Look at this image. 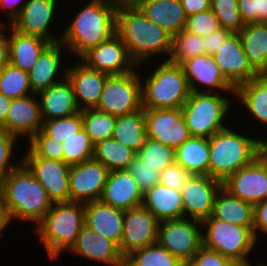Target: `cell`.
Instances as JSON below:
<instances>
[{
	"mask_svg": "<svg viewBox=\"0 0 267 266\" xmlns=\"http://www.w3.org/2000/svg\"><path fill=\"white\" fill-rule=\"evenodd\" d=\"M137 72L109 75L95 108L116 117L141 110L142 83L141 75Z\"/></svg>",
	"mask_w": 267,
	"mask_h": 266,
	"instance_id": "9",
	"label": "cell"
},
{
	"mask_svg": "<svg viewBox=\"0 0 267 266\" xmlns=\"http://www.w3.org/2000/svg\"><path fill=\"white\" fill-rule=\"evenodd\" d=\"M232 31L220 28L204 37V54L213 55L231 35Z\"/></svg>",
	"mask_w": 267,
	"mask_h": 266,
	"instance_id": "52",
	"label": "cell"
},
{
	"mask_svg": "<svg viewBox=\"0 0 267 266\" xmlns=\"http://www.w3.org/2000/svg\"><path fill=\"white\" fill-rule=\"evenodd\" d=\"M181 65L192 92L220 93L222 91L221 93L224 94L235 95V87L221 73L213 56L208 54L195 56L187 59ZM198 83L206 88L201 87V90Z\"/></svg>",
	"mask_w": 267,
	"mask_h": 266,
	"instance_id": "18",
	"label": "cell"
},
{
	"mask_svg": "<svg viewBox=\"0 0 267 266\" xmlns=\"http://www.w3.org/2000/svg\"><path fill=\"white\" fill-rule=\"evenodd\" d=\"M146 136L176 149L191 137L181 108H144Z\"/></svg>",
	"mask_w": 267,
	"mask_h": 266,
	"instance_id": "11",
	"label": "cell"
},
{
	"mask_svg": "<svg viewBox=\"0 0 267 266\" xmlns=\"http://www.w3.org/2000/svg\"><path fill=\"white\" fill-rule=\"evenodd\" d=\"M23 1L24 0H0V12L5 11L7 19H9L5 24L3 23V20L0 21V25H11L13 23V21L19 16V13L22 11L27 0ZM20 3H22V6Z\"/></svg>",
	"mask_w": 267,
	"mask_h": 266,
	"instance_id": "54",
	"label": "cell"
},
{
	"mask_svg": "<svg viewBox=\"0 0 267 266\" xmlns=\"http://www.w3.org/2000/svg\"><path fill=\"white\" fill-rule=\"evenodd\" d=\"M83 225L84 203H53L51 209L34 227V233L44 244L49 259L57 260L75 244Z\"/></svg>",
	"mask_w": 267,
	"mask_h": 266,
	"instance_id": "4",
	"label": "cell"
},
{
	"mask_svg": "<svg viewBox=\"0 0 267 266\" xmlns=\"http://www.w3.org/2000/svg\"><path fill=\"white\" fill-rule=\"evenodd\" d=\"M127 170L138 183L143 193L159 183L160 172L156 171L155 168L145 165V162L137 155L130 162Z\"/></svg>",
	"mask_w": 267,
	"mask_h": 266,
	"instance_id": "48",
	"label": "cell"
},
{
	"mask_svg": "<svg viewBox=\"0 0 267 266\" xmlns=\"http://www.w3.org/2000/svg\"><path fill=\"white\" fill-rule=\"evenodd\" d=\"M136 155L145 162V165L159 172L176 162L173 147L148 137Z\"/></svg>",
	"mask_w": 267,
	"mask_h": 266,
	"instance_id": "41",
	"label": "cell"
},
{
	"mask_svg": "<svg viewBox=\"0 0 267 266\" xmlns=\"http://www.w3.org/2000/svg\"><path fill=\"white\" fill-rule=\"evenodd\" d=\"M225 95L192 92L181 110L191 136L211 138L227 128L223 124L229 114L231 102Z\"/></svg>",
	"mask_w": 267,
	"mask_h": 266,
	"instance_id": "8",
	"label": "cell"
},
{
	"mask_svg": "<svg viewBox=\"0 0 267 266\" xmlns=\"http://www.w3.org/2000/svg\"><path fill=\"white\" fill-rule=\"evenodd\" d=\"M233 266H248V265H243V264H234Z\"/></svg>",
	"mask_w": 267,
	"mask_h": 266,
	"instance_id": "63",
	"label": "cell"
},
{
	"mask_svg": "<svg viewBox=\"0 0 267 266\" xmlns=\"http://www.w3.org/2000/svg\"><path fill=\"white\" fill-rule=\"evenodd\" d=\"M59 1L27 0L19 16L10 26L25 35L38 36L50 43L59 42L61 37L53 36L50 31Z\"/></svg>",
	"mask_w": 267,
	"mask_h": 266,
	"instance_id": "17",
	"label": "cell"
},
{
	"mask_svg": "<svg viewBox=\"0 0 267 266\" xmlns=\"http://www.w3.org/2000/svg\"><path fill=\"white\" fill-rule=\"evenodd\" d=\"M43 121L65 118L79 112L74 91L67 78L37 94Z\"/></svg>",
	"mask_w": 267,
	"mask_h": 266,
	"instance_id": "27",
	"label": "cell"
},
{
	"mask_svg": "<svg viewBox=\"0 0 267 266\" xmlns=\"http://www.w3.org/2000/svg\"><path fill=\"white\" fill-rule=\"evenodd\" d=\"M18 140L19 138L15 135L0 129V187L7 175L22 163V160L19 163H14L17 161L11 160L13 151H15L14 145Z\"/></svg>",
	"mask_w": 267,
	"mask_h": 266,
	"instance_id": "46",
	"label": "cell"
},
{
	"mask_svg": "<svg viewBox=\"0 0 267 266\" xmlns=\"http://www.w3.org/2000/svg\"><path fill=\"white\" fill-rule=\"evenodd\" d=\"M62 144L63 161L70 166L93 159L94 144L83 128Z\"/></svg>",
	"mask_w": 267,
	"mask_h": 266,
	"instance_id": "42",
	"label": "cell"
},
{
	"mask_svg": "<svg viewBox=\"0 0 267 266\" xmlns=\"http://www.w3.org/2000/svg\"><path fill=\"white\" fill-rule=\"evenodd\" d=\"M256 159L265 167H267V139L260 140L257 137L256 142Z\"/></svg>",
	"mask_w": 267,
	"mask_h": 266,
	"instance_id": "58",
	"label": "cell"
},
{
	"mask_svg": "<svg viewBox=\"0 0 267 266\" xmlns=\"http://www.w3.org/2000/svg\"><path fill=\"white\" fill-rule=\"evenodd\" d=\"M82 129V110L72 116L43 121L42 131L57 141L64 142Z\"/></svg>",
	"mask_w": 267,
	"mask_h": 266,
	"instance_id": "45",
	"label": "cell"
},
{
	"mask_svg": "<svg viewBox=\"0 0 267 266\" xmlns=\"http://www.w3.org/2000/svg\"><path fill=\"white\" fill-rule=\"evenodd\" d=\"M5 28V25H0V71L9 63L8 32Z\"/></svg>",
	"mask_w": 267,
	"mask_h": 266,
	"instance_id": "56",
	"label": "cell"
},
{
	"mask_svg": "<svg viewBox=\"0 0 267 266\" xmlns=\"http://www.w3.org/2000/svg\"><path fill=\"white\" fill-rule=\"evenodd\" d=\"M252 68L262 75L267 70V23H248L238 33Z\"/></svg>",
	"mask_w": 267,
	"mask_h": 266,
	"instance_id": "32",
	"label": "cell"
},
{
	"mask_svg": "<svg viewBox=\"0 0 267 266\" xmlns=\"http://www.w3.org/2000/svg\"><path fill=\"white\" fill-rule=\"evenodd\" d=\"M203 246L219 252L235 264L249 265L248 256L256 246L254 228L223 222L210 216L202 222Z\"/></svg>",
	"mask_w": 267,
	"mask_h": 266,
	"instance_id": "7",
	"label": "cell"
},
{
	"mask_svg": "<svg viewBox=\"0 0 267 266\" xmlns=\"http://www.w3.org/2000/svg\"><path fill=\"white\" fill-rule=\"evenodd\" d=\"M223 188L232 196L255 206L267 200V167L257 159L230 175Z\"/></svg>",
	"mask_w": 267,
	"mask_h": 266,
	"instance_id": "19",
	"label": "cell"
},
{
	"mask_svg": "<svg viewBox=\"0 0 267 266\" xmlns=\"http://www.w3.org/2000/svg\"><path fill=\"white\" fill-rule=\"evenodd\" d=\"M228 127L209 138V176L221 182L256 159V137Z\"/></svg>",
	"mask_w": 267,
	"mask_h": 266,
	"instance_id": "6",
	"label": "cell"
},
{
	"mask_svg": "<svg viewBox=\"0 0 267 266\" xmlns=\"http://www.w3.org/2000/svg\"><path fill=\"white\" fill-rule=\"evenodd\" d=\"M8 33L9 63L29 72L42 51L50 44L47 40L32 35H25L6 25Z\"/></svg>",
	"mask_w": 267,
	"mask_h": 266,
	"instance_id": "28",
	"label": "cell"
},
{
	"mask_svg": "<svg viewBox=\"0 0 267 266\" xmlns=\"http://www.w3.org/2000/svg\"><path fill=\"white\" fill-rule=\"evenodd\" d=\"M191 174L176 162L160 172L159 183L176 191H182Z\"/></svg>",
	"mask_w": 267,
	"mask_h": 266,
	"instance_id": "50",
	"label": "cell"
},
{
	"mask_svg": "<svg viewBox=\"0 0 267 266\" xmlns=\"http://www.w3.org/2000/svg\"><path fill=\"white\" fill-rule=\"evenodd\" d=\"M112 138L137 153L147 138L144 108L116 117Z\"/></svg>",
	"mask_w": 267,
	"mask_h": 266,
	"instance_id": "35",
	"label": "cell"
},
{
	"mask_svg": "<svg viewBox=\"0 0 267 266\" xmlns=\"http://www.w3.org/2000/svg\"><path fill=\"white\" fill-rule=\"evenodd\" d=\"M64 48L63 43L59 41L50 43L42 51L33 68L28 72L29 83L33 94H38L66 78V68L63 69L64 71L61 70L62 65H64L62 64L64 63L62 59ZM58 75L63 76L62 78L60 77L61 80H59Z\"/></svg>",
	"mask_w": 267,
	"mask_h": 266,
	"instance_id": "25",
	"label": "cell"
},
{
	"mask_svg": "<svg viewBox=\"0 0 267 266\" xmlns=\"http://www.w3.org/2000/svg\"><path fill=\"white\" fill-rule=\"evenodd\" d=\"M109 170L94 159L70 166V202L87 203L101 198Z\"/></svg>",
	"mask_w": 267,
	"mask_h": 266,
	"instance_id": "14",
	"label": "cell"
},
{
	"mask_svg": "<svg viewBox=\"0 0 267 266\" xmlns=\"http://www.w3.org/2000/svg\"><path fill=\"white\" fill-rule=\"evenodd\" d=\"M238 10L244 24L267 23V0H238Z\"/></svg>",
	"mask_w": 267,
	"mask_h": 266,
	"instance_id": "49",
	"label": "cell"
},
{
	"mask_svg": "<svg viewBox=\"0 0 267 266\" xmlns=\"http://www.w3.org/2000/svg\"><path fill=\"white\" fill-rule=\"evenodd\" d=\"M142 83V108L175 109L182 108L191 90L180 64L168 60L161 61Z\"/></svg>",
	"mask_w": 267,
	"mask_h": 266,
	"instance_id": "5",
	"label": "cell"
},
{
	"mask_svg": "<svg viewBox=\"0 0 267 266\" xmlns=\"http://www.w3.org/2000/svg\"><path fill=\"white\" fill-rule=\"evenodd\" d=\"M160 221L144 207L124 210L119 249L124 258L132 251L157 243Z\"/></svg>",
	"mask_w": 267,
	"mask_h": 266,
	"instance_id": "12",
	"label": "cell"
},
{
	"mask_svg": "<svg viewBox=\"0 0 267 266\" xmlns=\"http://www.w3.org/2000/svg\"><path fill=\"white\" fill-rule=\"evenodd\" d=\"M220 28L221 26L217 16L211 9H208L201 13L187 16L184 30L205 37Z\"/></svg>",
	"mask_w": 267,
	"mask_h": 266,
	"instance_id": "47",
	"label": "cell"
},
{
	"mask_svg": "<svg viewBox=\"0 0 267 266\" xmlns=\"http://www.w3.org/2000/svg\"><path fill=\"white\" fill-rule=\"evenodd\" d=\"M12 99L0 93V129L4 130V122L10 108Z\"/></svg>",
	"mask_w": 267,
	"mask_h": 266,
	"instance_id": "59",
	"label": "cell"
},
{
	"mask_svg": "<svg viewBox=\"0 0 267 266\" xmlns=\"http://www.w3.org/2000/svg\"><path fill=\"white\" fill-rule=\"evenodd\" d=\"M115 0H90L63 29L61 42L78 59L116 34Z\"/></svg>",
	"mask_w": 267,
	"mask_h": 266,
	"instance_id": "2",
	"label": "cell"
},
{
	"mask_svg": "<svg viewBox=\"0 0 267 266\" xmlns=\"http://www.w3.org/2000/svg\"><path fill=\"white\" fill-rule=\"evenodd\" d=\"M138 7L171 37L185 28L187 16L180 0H146Z\"/></svg>",
	"mask_w": 267,
	"mask_h": 266,
	"instance_id": "30",
	"label": "cell"
},
{
	"mask_svg": "<svg viewBox=\"0 0 267 266\" xmlns=\"http://www.w3.org/2000/svg\"><path fill=\"white\" fill-rule=\"evenodd\" d=\"M124 210L111 207L100 200L84 204V224L118 246L123 235Z\"/></svg>",
	"mask_w": 267,
	"mask_h": 266,
	"instance_id": "26",
	"label": "cell"
},
{
	"mask_svg": "<svg viewBox=\"0 0 267 266\" xmlns=\"http://www.w3.org/2000/svg\"><path fill=\"white\" fill-rule=\"evenodd\" d=\"M1 188L11 223L23 220L37 225L53 205L45 188L23 163L7 175Z\"/></svg>",
	"mask_w": 267,
	"mask_h": 266,
	"instance_id": "3",
	"label": "cell"
},
{
	"mask_svg": "<svg viewBox=\"0 0 267 266\" xmlns=\"http://www.w3.org/2000/svg\"><path fill=\"white\" fill-rule=\"evenodd\" d=\"M117 5L120 6H139L142 2L146 0H115Z\"/></svg>",
	"mask_w": 267,
	"mask_h": 266,
	"instance_id": "60",
	"label": "cell"
},
{
	"mask_svg": "<svg viewBox=\"0 0 267 266\" xmlns=\"http://www.w3.org/2000/svg\"><path fill=\"white\" fill-rule=\"evenodd\" d=\"M180 3L186 16L210 9V0H180Z\"/></svg>",
	"mask_w": 267,
	"mask_h": 266,
	"instance_id": "55",
	"label": "cell"
},
{
	"mask_svg": "<svg viewBox=\"0 0 267 266\" xmlns=\"http://www.w3.org/2000/svg\"><path fill=\"white\" fill-rule=\"evenodd\" d=\"M10 222L11 221L5 206L4 194L2 188L0 187V232L1 233L4 230H6V227H8L9 224H11Z\"/></svg>",
	"mask_w": 267,
	"mask_h": 266,
	"instance_id": "57",
	"label": "cell"
},
{
	"mask_svg": "<svg viewBox=\"0 0 267 266\" xmlns=\"http://www.w3.org/2000/svg\"><path fill=\"white\" fill-rule=\"evenodd\" d=\"M63 142L48 137L42 130L29 140V147L23 157H42L63 161Z\"/></svg>",
	"mask_w": 267,
	"mask_h": 266,
	"instance_id": "43",
	"label": "cell"
},
{
	"mask_svg": "<svg viewBox=\"0 0 267 266\" xmlns=\"http://www.w3.org/2000/svg\"><path fill=\"white\" fill-rule=\"evenodd\" d=\"M253 228L256 239L260 233L267 234V200L254 206Z\"/></svg>",
	"mask_w": 267,
	"mask_h": 266,
	"instance_id": "53",
	"label": "cell"
},
{
	"mask_svg": "<svg viewBox=\"0 0 267 266\" xmlns=\"http://www.w3.org/2000/svg\"><path fill=\"white\" fill-rule=\"evenodd\" d=\"M115 122L116 116L99 111L96 108L82 110V128L94 145L113 137Z\"/></svg>",
	"mask_w": 267,
	"mask_h": 266,
	"instance_id": "38",
	"label": "cell"
},
{
	"mask_svg": "<svg viewBox=\"0 0 267 266\" xmlns=\"http://www.w3.org/2000/svg\"><path fill=\"white\" fill-rule=\"evenodd\" d=\"M116 34L137 68L155 55L166 54L169 58L172 37L148 19L138 6H117Z\"/></svg>",
	"mask_w": 267,
	"mask_h": 266,
	"instance_id": "1",
	"label": "cell"
},
{
	"mask_svg": "<svg viewBox=\"0 0 267 266\" xmlns=\"http://www.w3.org/2000/svg\"><path fill=\"white\" fill-rule=\"evenodd\" d=\"M201 228L200 221L189 218L161 221L157 243L185 263L203 246Z\"/></svg>",
	"mask_w": 267,
	"mask_h": 266,
	"instance_id": "10",
	"label": "cell"
},
{
	"mask_svg": "<svg viewBox=\"0 0 267 266\" xmlns=\"http://www.w3.org/2000/svg\"><path fill=\"white\" fill-rule=\"evenodd\" d=\"M136 152L122 143L108 138L94 145L93 159L101 162L109 171L128 169Z\"/></svg>",
	"mask_w": 267,
	"mask_h": 266,
	"instance_id": "36",
	"label": "cell"
},
{
	"mask_svg": "<svg viewBox=\"0 0 267 266\" xmlns=\"http://www.w3.org/2000/svg\"><path fill=\"white\" fill-rule=\"evenodd\" d=\"M0 93L10 99L32 95L28 72L8 63L0 71Z\"/></svg>",
	"mask_w": 267,
	"mask_h": 266,
	"instance_id": "40",
	"label": "cell"
},
{
	"mask_svg": "<svg viewBox=\"0 0 267 266\" xmlns=\"http://www.w3.org/2000/svg\"><path fill=\"white\" fill-rule=\"evenodd\" d=\"M223 182L209 175H191L182 188L184 218L202 222L213 212L215 198Z\"/></svg>",
	"mask_w": 267,
	"mask_h": 266,
	"instance_id": "13",
	"label": "cell"
},
{
	"mask_svg": "<svg viewBox=\"0 0 267 266\" xmlns=\"http://www.w3.org/2000/svg\"><path fill=\"white\" fill-rule=\"evenodd\" d=\"M212 56L221 73L235 88L259 76L248 61L238 33H233Z\"/></svg>",
	"mask_w": 267,
	"mask_h": 266,
	"instance_id": "20",
	"label": "cell"
},
{
	"mask_svg": "<svg viewBox=\"0 0 267 266\" xmlns=\"http://www.w3.org/2000/svg\"><path fill=\"white\" fill-rule=\"evenodd\" d=\"M22 163L45 188L53 203L70 202V165L42 157H23Z\"/></svg>",
	"mask_w": 267,
	"mask_h": 266,
	"instance_id": "15",
	"label": "cell"
},
{
	"mask_svg": "<svg viewBox=\"0 0 267 266\" xmlns=\"http://www.w3.org/2000/svg\"><path fill=\"white\" fill-rule=\"evenodd\" d=\"M203 54L204 37L183 29L172 37L171 52L165 60L181 65L187 59Z\"/></svg>",
	"mask_w": 267,
	"mask_h": 266,
	"instance_id": "39",
	"label": "cell"
},
{
	"mask_svg": "<svg viewBox=\"0 0 267 266\" xmlns=\"http://www.w3.org/2000/svg\"><path fill=\"white\" fill-rule=\"evenodd\" d=\"M257 265L258 266H267V264L266 263H262V261H261V263L257 262Z\"/></svg>",
	"mask_w": 267,
	"mask_h": 266,
	"instance_id": "61",
	"label": "cell"
},
{
	"mask_svg": "<svg viewBox=\"0 0 267 266\" xmlns=\"http://www.w3.org/2000/svg\"><path fill=\"white\" fill-rule=\"evenodd\" d=\"M102 203L121 210L140 207L143 192L127 169L109 171L101 198Z\"/></svg>",
	"mask_w": 267,
	"mask_h": 266,
	"instance_id": "24",
	"label": "cell"
},
{
	"mask_svg": "<svg viewBox=\"0 0 267 266\" xmlns=\"http://www.w3.org/2000/svg\"><path fill=\"white\" fill-rule=\"evenodd\" d=\"M79 60L87 67L109 75H121L137 69L117 34L89 49Z\"/></svg>",
	"mask_w": 267,
	"mask_h": 266,
	"instance_id": "16",
	"label": "cell"
},
{
	"mask_svg": "<svg viewBox=\"0 0 267 266\" xmlns=\"http://www.w3.org/2000/svg\"><path fill=\"white\" fill-rule=\"evenodd\" d=\"M175 160L191 175H209V138L191 136L175 149Z\"/></svg>",
	"mask_w": 267,
	"mask_h": 266,
	"instance_id": "33",
	"label": "cell"
},
{
	"mask_svg": "<svg viewBox=\"0 0 267 266\" xmlns=\"http://www.w3.org/2000/svg\"><path fill=\"white\" fill-rule=\"evenodd\" d=\"M69 252L107 266H124L125 263V258L114 241L99 235L85 224Z\"/></svg>",
	"mask_w": 267,
	"mask_h": 266,
	"instance_id": "23",
	"label": "cell"
},
{
	"mask_svg": "<svg viewBox=\"0 0 267 266\" xmlns=\"http://www.w3.org/2000/svg\"><path fill=\"white\" fill-rule=\"evenodd\" d=\"M37 94L12 99L10 108L4 122V130L15 135L19 139L21 136L29 141L42 129V115L39 98Z\"/></svg>",
	"mask_w": 267,
	"mask_h": 266,
	"instance_id": "21",
	"label": "cell"
},
{
	"mask_svg": "<svg viewBox=\"0 0 267 266\" xmlns=\"http://www.w3.org/2000/svg\"><path fill=\"white\" fill-rule=\"evenodd\" d=\"M141 206L148 209L160 222L184 218L181 191L160 183L143 193Z\"/></svg>",
	"mask_w": 267,
	"mask_h": 266,
	"instance_id": "29",
	"label": "cell"
},
{
	"mask_svg": "<svg viewBox=\"0 0 267 266\" xmlns=\"http://www.w3.org/2000/svg\"><path fill=\"white\" fill-rule=\"evenodd\" d=\"M234 264L219 252L202 246L193 258L184 263V266H233Z\"/></svg>",
	"mask_w": 267,
	"mask_h": 266,
	"instance_id": "51",
	"label": "cell"
},
{
	"mask_svg": "<svg viewBox=\"0 0 267 266\" xmlns=\"http://www.w3.org/2000/svg\"><path fill=\"white\" fill-rule=\"evenodd\" d=\"M124 266H184V263L155 243L132 251L125 257Z\"/></svg>",
	"mask_w": 267,
	"mask_h": 266,
	"instance_id": "37",
	"label": "cell"
},
{
	"mask_svg": "<svg viewBox=\"0 0 267 266\" xmlns=\"http://www.w3.org/2000/svg\"><path fill=\"white\" fill-rule=\"evenodd\" d=\"M253 214L252 204L232 196L222 187L215 198L211 216L223 222L253 228Z\"/></svg>",
	"mask_w": 267,
	"mask_h": 266,
	"instance_id": "31",
	"label": "cell"
},
{
	"mask_svg": "<svg viewBox=\"0 0 267 266\" xmlns=\"http://www.w3.org/2000/svg\"><path fill=\"white\" fill-rule=\"evenodd\" d=\"M66 69L79 110L95 108L109 74L91 69L80 60Z\"/></svg>",
	"mask_w": 267,
	"mask_h": 266,
	"instance_id": "22",
	"label": "cell"
},
{
	"mask_svg": "<svg viewBox=\"0 0 267 266\" xmlns=\"http://www.w3.org/2000/svg\"><path fill=\"white\" fill-rule=\"evenodd\" d=\"M210 9L224 29L239 33L245 26L238 10V0H210Z\"/></svg>",
	"mask_w": 267,
	"mask_h": 266,
	"instance_id": "44",
	"label": "cell"
},
{
	"mask_svg": "<svg viewBox=\"0 0 267 266\" xmlns=\"http://www.w3.org/2000/svg\"><path fill=\"white\" fill-rule=\"evenodd\" d=\"M234 98L245 106L253 119L267 126V79L263 75L238 85Z\"/></svg>",
	"mask_w": 267,
	"mask_h": 266,
	"instance_id": "34",
	"label": "cell"
},
{
	"mask_svg": "<svg viewBox=\"0 0 267 266\" xmlns=\"http://www.w3.org/2000/svg\"><path fill=\"white\" fill-rule=\"evenodd\" d=\"M262 75L267 79V70Z\"/></svg>",
	"mask_w": 267,
	"mask_h": 266,
	"instance_id": "62",
	"label": "cell"
}]
</instances>
